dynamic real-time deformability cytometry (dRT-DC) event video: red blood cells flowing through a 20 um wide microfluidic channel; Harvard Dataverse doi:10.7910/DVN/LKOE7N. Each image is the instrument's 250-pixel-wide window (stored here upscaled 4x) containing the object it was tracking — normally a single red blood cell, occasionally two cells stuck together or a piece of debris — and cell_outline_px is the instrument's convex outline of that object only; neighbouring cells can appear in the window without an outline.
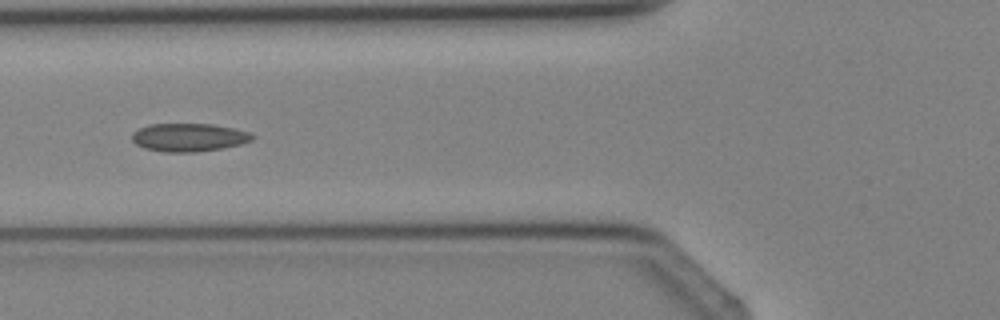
{"species": "Egyptian fruit bat (a non-hibernating species)", "species_latin": "Rousettus aegyptiacus", "temperature_condition": "cold", "stored_images_in_passage": 4, "camera_frame_rate_fps": 3000, "um_per_image_px": 0.085, "animal": {"sex": "female"}, "frame": {"image": 1, "passage_image": 4, "time_ms": 3.667, "image_size_px": [1000, 320], "cell_outline_px": [[256, 136], [252, 140], [240, 144], [224, 148], [196, 152], [164, 152], [144, 148], [136, 144], [132, 140], [132, 132], [148, 124], [212, 124], [232, 128], [248, 132]], "centroid_in_image_um": [16.04, 11.68], "position_along_channel_um": 109.8, "area_um2": 19.77}}